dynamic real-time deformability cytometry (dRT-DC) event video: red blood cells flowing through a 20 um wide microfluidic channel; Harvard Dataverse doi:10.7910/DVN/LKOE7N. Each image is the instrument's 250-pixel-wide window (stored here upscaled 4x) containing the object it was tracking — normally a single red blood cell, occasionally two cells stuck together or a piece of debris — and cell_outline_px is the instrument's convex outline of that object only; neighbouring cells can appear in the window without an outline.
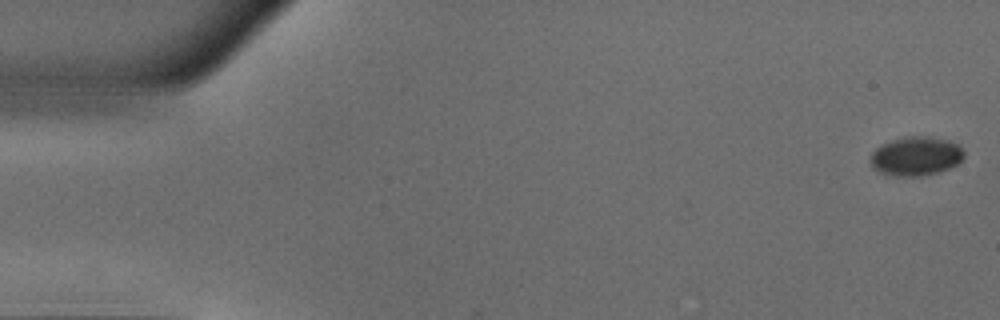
{"species": "common noctule bat (a hibernating species)", "species_latin": "Nyctalus noctula", "temperature_condition": "warm", "stored_images_in_passage": 51, "camera_frame_rate_fps": 3000, "um_per_image_px": 0.085, "animal": {"sex": "male", "body_mass_g": 18.8}, "frame": {"image": 1, "passage_image": 1, "time_ms": 0.0, "image_size_px": [1000, 320], "cell_outline_px": [[964, 156], [956, 164], [940, 172], [920, 176], [896, 176], [880, 172], [872, 168], [872, 152], [876, 148], [892, 140], [908, 136], [928, 136], [948, 140], [960, 144], [964, 148]], "centroid_in_image_um": [77.9, 13.27], "position_along_channel_um": 7.1, "area_um2": 21.21}}
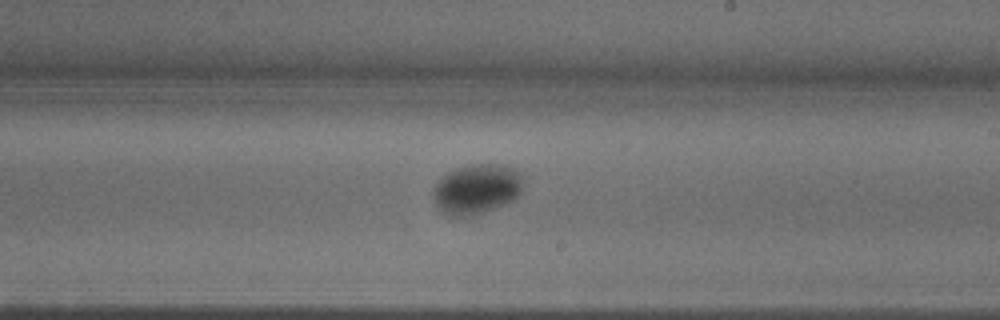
{"frame": {"image": 2, "passage_image": 30, "time_ms": 9.667, "image_size_px": [1000, 320], "cell_outline_px": [[520, 192], [512, 200], [504, 204], [484, 212], [472, 216], [448, 216], [440, 212], [436, 204], [436, 184], [448, 172], [456, 168], [472, 164], [504, 164], [512, 168], [520, 176]], "centroid_in_image_um": [40.5, 16.08], "position_along_channel_um": 248.5, "area_um2": 25.55}}
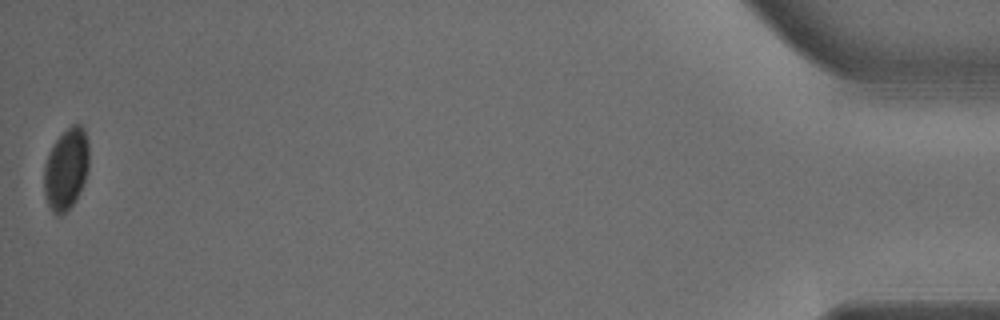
{"frame": {"image": 3, "passage_image": 51, "time_ms": 16.667, "image_size_px": [1000, 320], "cell_outline_px": [[88, 168], [80, 192], [76, 200], [60, 216], [52, 212], [48, 204], [44, 192], [44, 164], [56, 140], [72, 124], [80, 124], [84, 128], [88, 140]], "centroid_in_image_um": [5.63, 14.36], "position_along_channel_um": 429.6, "area_um2": 21.1}, "authors_computed_cell_mechanics": {"area_um2": 23.0622, "velocity_mm_per_s": 3.9379, "shape_relaxation_time_tau1_ms": 5.5988, "shape_relaxation_time_tau2_ms": null, "deformation_change_tau1": 0.0681, "deformation_change_tau2": null}}